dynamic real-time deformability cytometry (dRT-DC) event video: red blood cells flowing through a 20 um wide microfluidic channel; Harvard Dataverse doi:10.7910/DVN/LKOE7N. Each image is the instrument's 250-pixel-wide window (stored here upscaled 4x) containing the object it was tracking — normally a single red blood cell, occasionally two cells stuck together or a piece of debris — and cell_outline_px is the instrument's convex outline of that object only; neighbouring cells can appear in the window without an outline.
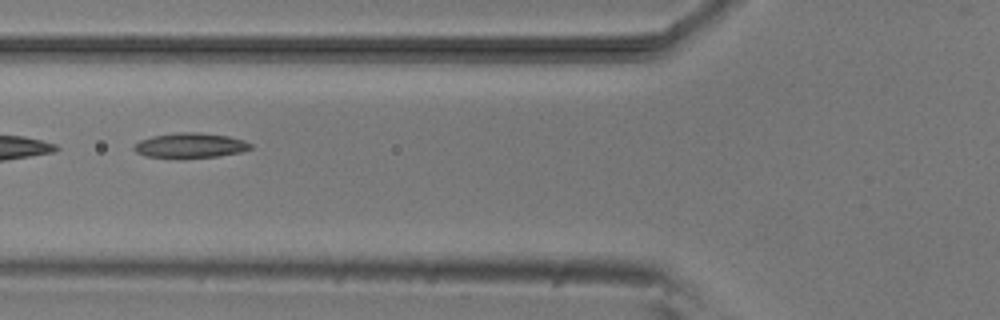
{"species": "common noctule bat (a hibernating species)", "species_latin": "Nyctalus noctula", "temperature_condition": "room temperature", "stored_images_in_passage": 7, "camera_frame_rate_fps": 3000, "um_per_image_px": 0.085, "animal": {"sex": "male", "body_mass_g": 20.5, "forearm_length_mm": 52.5}, "frame": {"image": 1, "passage_image": 5, "time_ms": 5.333, "image_size_px": [1000, 320], "cell_outline_px": [[252, 148], [240, 152], [216, 156], [180, 160], [144, 156], [136, 152], [132, 148], [140, 140], [152, 136], [176, 132], [200, 132], [228, 136], [244, 140], [252, 144]], "centroid_in_image_um": [16.13, 12.38], "position_along_channel_um": 109.7, "area_um2": 17.46}}
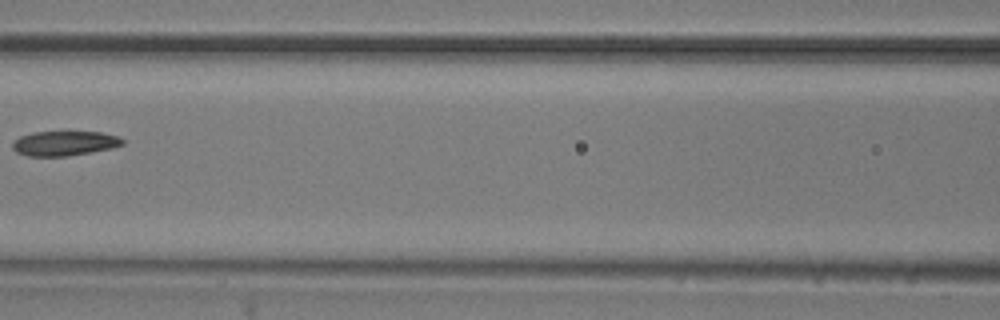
{"frame": {"image": 2, "passage_image": 6, "time_ms": 6.667, "image_size_px": [1000, 320], "cell_outline_px": [[124, 144], [112, 148], [92, 152], [68, 156], [28, 156], [16, 152], [12, 148], [12, 144], [20, 136], [32, 132], [100, 132], [120, 136], [124, 140]], "centroid_in_image_um": [5.5, 12.18], "position_along_channel_um": 161.1, "area_um2": 15.9}}
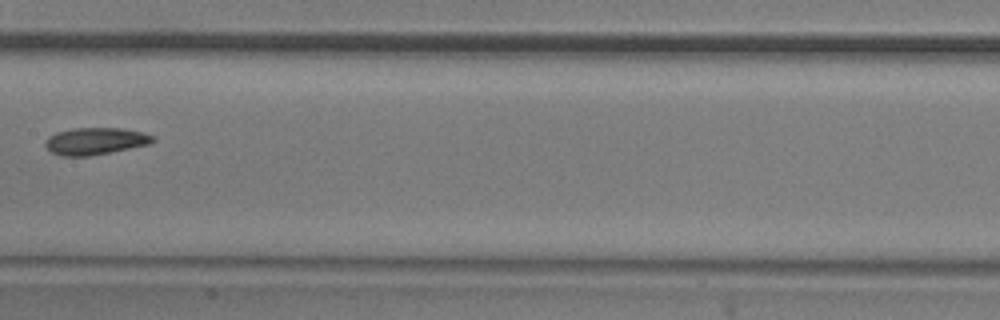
{"frame": {"image": 3, "passage_image": 7, "time_ms": 7.667, "image_size_px": [1000, 320], "cell_outline_px": [[156, 140], [148, 144], [112, 152], [88, 156], [60, 156], [52, 152], [44, 144], [48, 136], [56, 132], [72, 128], [124, 128], [144, 132], [156, 136]], "centroid_in_image_um": [8.13, 11.98], "position_along_channel_um": 199.3, "area_um2": 17.11}}